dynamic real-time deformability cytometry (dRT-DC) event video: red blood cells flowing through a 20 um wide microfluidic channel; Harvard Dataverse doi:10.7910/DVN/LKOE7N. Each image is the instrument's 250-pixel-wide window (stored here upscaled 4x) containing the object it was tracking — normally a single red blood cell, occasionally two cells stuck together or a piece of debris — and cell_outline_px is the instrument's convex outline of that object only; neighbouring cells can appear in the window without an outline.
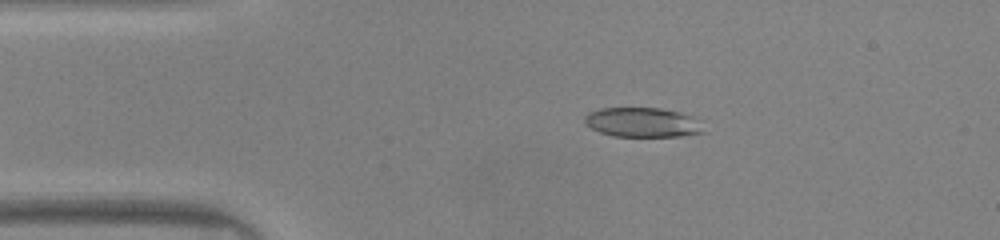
{"species": "common noctule bat (a hibernating species)", "species_latin": "Nyctalus noctula", "temperature_condition": "warm", "stored_images_in_passage": 48, "camera_frame_rate_fps": 3000, "um_per_image_px": 0.085, "animal": {"sex": "male", "body_mass_g": 20.0, "forearm_length_mm": 53.3}, "frame": {"image": 1, "passage_image": 9, "time_ms": 2.667, "image_size_px": [1000, 240], "cell_outline_px": [[708, 132], [680, 136], [612, 136], [600, 132], [584, 124], [584, 116], [588, 112], [600, 108], [660, 108], [680, 112], [692, 116]], "centroid_in_image_um": [54.6, 10.4], "position_along_channel_um": 30.4, "area_um2": 20.58}}
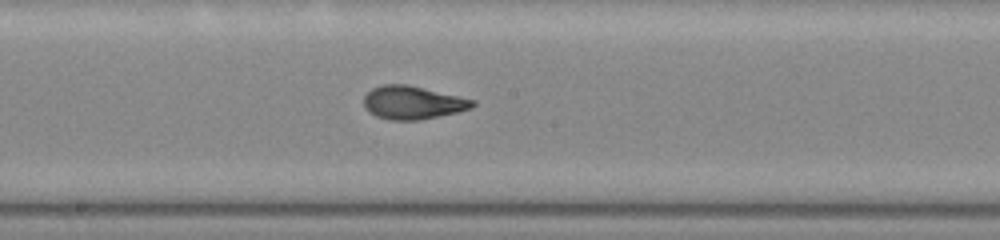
{"frame": {"image": 2, "passage_image": 25, "time_ms": 8.0, "image_size_px": [1000, 240], "cell_outline_px": [[476, 104], [472, 108], [456, 112], [420, 120], [392, 120], [376, 116], [364, 108], [364, 96], [372, 88], [380, 84], [408, 84], [476, 100]], "centroid_in_image_um": [35.07, 8.71], "position_along_channel_um": 213.1, "area_um2": 21.1}}
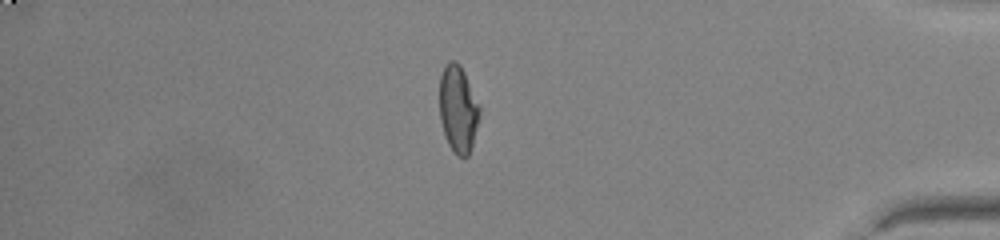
{"frame": {"image": 3, "passage_image": 41, "time_ms": 13.333, "image_size_px": [1000, 240], "cell_outline_px": [[480, 116], [472, 144], [468, 156], [460, 156], [452, 152], [448, 144], [440, 120], [440, 76], [444, 64], [448, 60], [456, 60], [460, 64], [480, 104]], "centroid_in_image_um": [38.94, 9.22], "position_along_channel_um": 396.3, "area_um2": 20.46}, "authors_computed_cell_mechanics": {"area_um2": 20.9236, "velocity_mm_per_s": 4.1738, "shape_relaxation_time_tau1_ms": 5.3924, "shape_relaxation_time_tau2_ms": 0.9113, "deformation_change_tau1": 0.2082, "deformation_change_tau2": 0.0665}}